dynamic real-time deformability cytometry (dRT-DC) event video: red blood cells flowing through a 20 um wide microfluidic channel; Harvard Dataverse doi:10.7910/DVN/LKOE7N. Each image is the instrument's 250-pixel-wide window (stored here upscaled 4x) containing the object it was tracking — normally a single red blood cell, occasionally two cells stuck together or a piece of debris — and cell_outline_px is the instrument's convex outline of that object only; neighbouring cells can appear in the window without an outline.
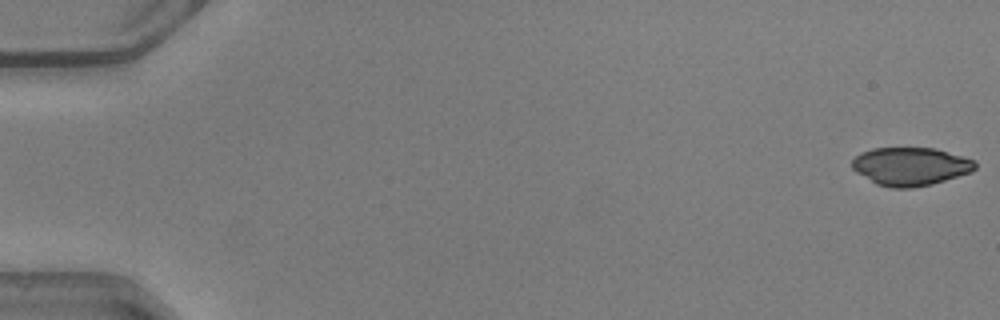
{"species": "common noctule bat (a hibernating species)", "species_latin": "Nyctalus noctula", "temperature_condition": "warm", "stored_images_in_passage": 13, "camera_frame_rate_fps": 3000, "um_per_image_px": 0.085, "animal": {"sex": "male", "body_mass_g": 20.5, "forearm_length_mm": 52.5}, "frame": {"image": 1, "passage_image": 1, "time_ms": 0.0, "image_size_px": [1000, 320], "cell_outline_px": [[976, 168], [972, 172], [932, 184], [912, 188], [892, 188], [876, 184], [856, 172], [852, 168], [852, 160], [860, 152], [872, 148], [936, 148], [976, 160]], "centroid_in_image_um": [77.4, 14.14], "position_along_channel_um": 7.6, "area_um2": 27.57}}